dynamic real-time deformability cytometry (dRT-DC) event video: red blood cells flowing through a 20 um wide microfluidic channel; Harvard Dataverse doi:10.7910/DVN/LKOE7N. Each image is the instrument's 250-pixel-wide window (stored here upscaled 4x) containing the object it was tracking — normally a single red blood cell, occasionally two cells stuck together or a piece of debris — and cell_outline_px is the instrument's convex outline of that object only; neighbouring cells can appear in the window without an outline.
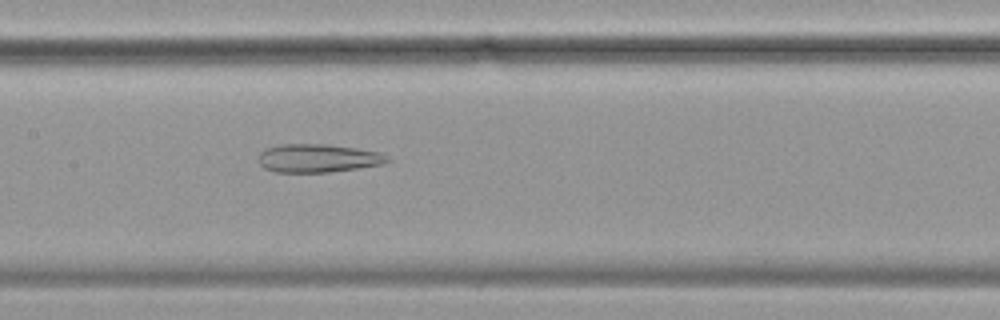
{"species": "common noctule bat (a hibernating species)", "species_latin": "Nyctalus noctula", "temperature_condition": "cold", "stored_images_in_passage": 56, "camera_frame_rate_fps": 3000, "um_per_image_px": 0.085, "animal": {"sex": "female", "body_mass_g": 19.9}, "frame": {"image": 1, "passage_image": 27, "time_ms": 8.667, "image_size_px": [1000, 320], "cell_outline_px": [[392, 160], [384, 164], [328, 172], [272, 172], [264, 168], [260, 164], [260, 152], [264, 148], [280, 144], [328, 144], [356, 148], [380, 152], [388, 156]], "centroid_in_image_um": [27.03, 13.44], "position_along_channel_um": 180.4, "area_um2": 21.39}}
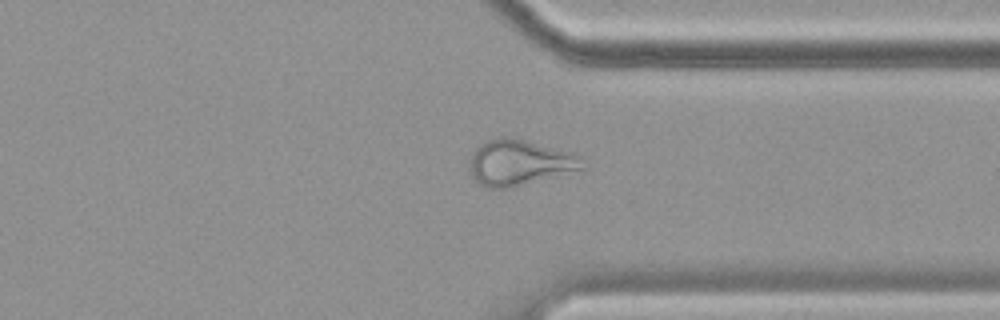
{"frame": {"image": 2, "passage_image": 43, "time_ms": 14.0, "image_size_px": [1000, 320], "cell_outline_px": [[588, 168], [508, 188], [484, 188], [472, 176], [468, 160], [476, 148], [480, 144], [488, 140], [500, 136], [504, 136], [524, 140], [576, 152], [584, 156]], "centroid_in_image_um": [44.23, 13.81], "position_along_channel_um": 367.2, "area_um2": 30.52}}
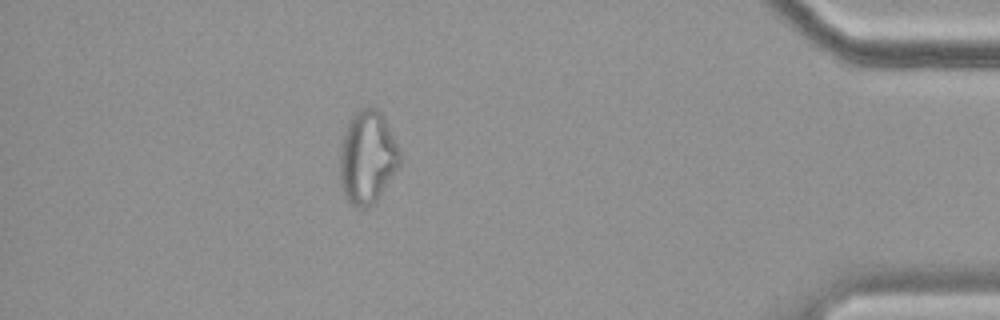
{"frame": {"image": 3, "passage_image": 50, "time_ms": 16.333, "image_size_px": [1000, 320], "cell_outline_px": [[400, 164], [380, 196], [368, 208], [360, 208], [352, 204], [344, 196], [340, 184], [340, 148], [344, 132], [352, 116], [360, 108], [372, 104], [384, 116], [400, 148]], "centroid_in_image_um": [31.24, 13.35], "position_along_channel_um": 404.0, "area_um2": 32.83}}